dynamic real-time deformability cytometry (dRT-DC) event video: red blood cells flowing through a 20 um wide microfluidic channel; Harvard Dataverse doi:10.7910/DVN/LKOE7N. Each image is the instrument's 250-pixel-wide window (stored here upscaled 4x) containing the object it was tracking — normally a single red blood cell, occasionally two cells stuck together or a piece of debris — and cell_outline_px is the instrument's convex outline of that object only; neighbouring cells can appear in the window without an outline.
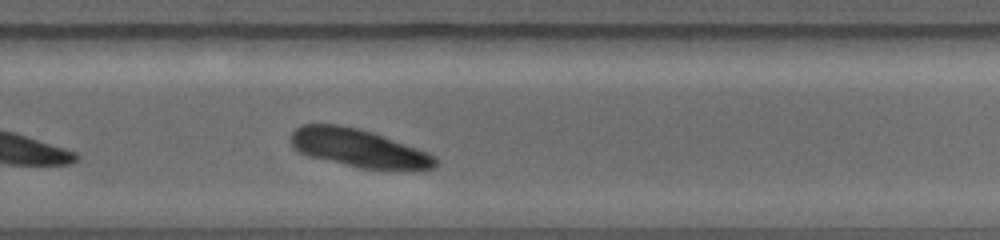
{"species": "common noctule bat (a hibernating species)", "species_latin": "Nyctalus noctula", "temperature_condition": "warm", "stored_images_in_passage": 8, "camera_frame_rate_fps": 5000, "um_per_image_px": 0.085, "animal": {"sex": "female", "body_mass_g": 19.0, "forearm_length_mm": 56.7}, "frame": {"image": 1, "passage_image": 8, "time_ms": 5.0, "image_size_px": [1000, 240], "cell_outline_px": [[440, 160], [436, 168], [424, 172], [412, 172], [360, 168], [308, 156], [300, 152], [288, 140], [288, 136], [296, 128], [304, 124], [336, 124], [360, 128], [384, 136], [428, 152], [436, 156]], "centroid_in_image_um": [30.61, 12.63], "position_along_channel_um": 299.2, "area_um2": 33.12}}